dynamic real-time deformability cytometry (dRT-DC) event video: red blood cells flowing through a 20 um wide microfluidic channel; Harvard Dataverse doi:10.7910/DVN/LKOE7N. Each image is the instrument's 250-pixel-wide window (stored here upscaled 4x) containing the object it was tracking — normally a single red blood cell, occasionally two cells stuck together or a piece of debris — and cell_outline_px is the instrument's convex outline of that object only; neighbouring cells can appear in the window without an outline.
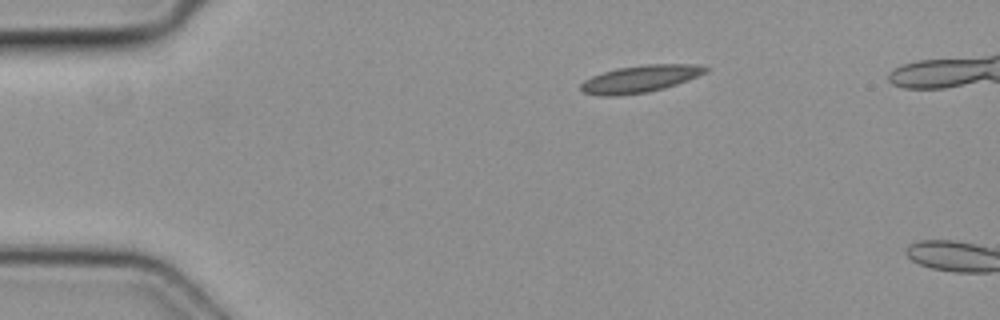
{"species": "common noctule bat (a hibernating species)", "species_latin": "Nyctalus noctula", "temperature_condition": "cold", "stored_images_in_passage": 2, "camera_frame_rate_fps": 3000, "um_per_image_px": 0.085, "animal": {"sex": "female", "body_mass_g": 19.3, "forearm_length_mm": 54.1}, "frame": {"image": 1, "passage_image": 1, "time_ms": 0.0, "image_size_px": [1000, 320], "cell_outline_px": [[712, 68], [708, 72], [688, 80], [664, 88], [648, 92], [620, 96], [596, 96], [580, 92], [580, 84], [584, 80], [592, 76], [616, 68], [644, 64], [696, 64]], "centroid_in_image_um": [54.4, 6.71], "position_along_channel_um": 30.6, "area_um2": 20.11}}